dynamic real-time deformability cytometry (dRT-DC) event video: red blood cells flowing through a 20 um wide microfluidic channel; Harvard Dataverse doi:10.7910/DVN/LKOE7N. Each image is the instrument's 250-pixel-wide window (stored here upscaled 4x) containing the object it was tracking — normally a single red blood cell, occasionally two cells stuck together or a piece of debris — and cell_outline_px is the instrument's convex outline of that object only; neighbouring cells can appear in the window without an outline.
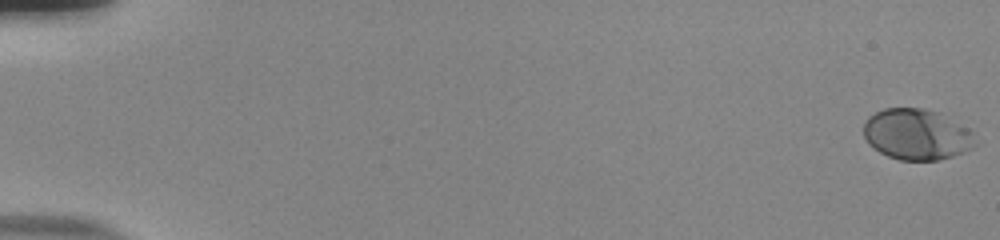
{"species": "human", "species_latin": "Homo sapiens", "temperature_condition": "room temperature", "stored_images_in_passage": 55, "camera_frame_rate_fps": 3000, "um_per_image_px": 0.085, "donor": {"sex": "male"}, "frame": {"image": 1, "passage_image": 1, "time_ms": 0.0, "image_size_px": [1000, 240], "cell_outline_px": [[976, 144], [972, 148], [964, 152], [940, 160], [900, 160], [888, 156], [880, 152], [868, 144], [864, 136], [864, 120], [868, 116], [884, 108], [924, 108], [940, 112], [968, 128], [972, 132]], "centroid_in_image_um": [77.91, 11.42], "position_along_channel_um": 7.1, "area_um2": 33.35}}
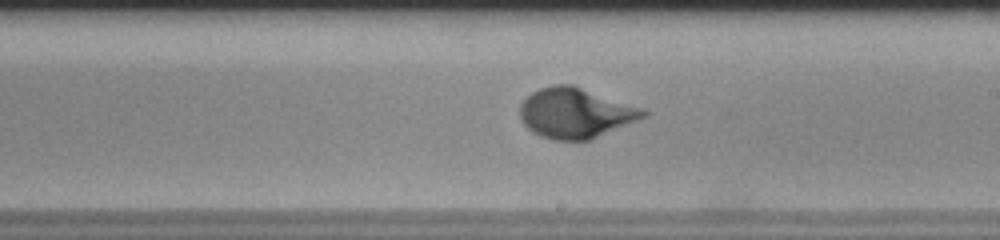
{"frame": {"image": 2, "passage_image": 34, "time_ms": 11.0, "image_size_px": [1000, 240], "cell_outline_px": [[652, 112], [648, 116], [592, 140], [552, 140], [540, 136], [532, 132], [520, 120], [520, 104], [532, 92], [540, 88], [552, 84], [572, 84]], "centroid_in_image_um": [48.92, 9.62], "position_along_channel_um": 240.1, "area_um2": 36.24}}
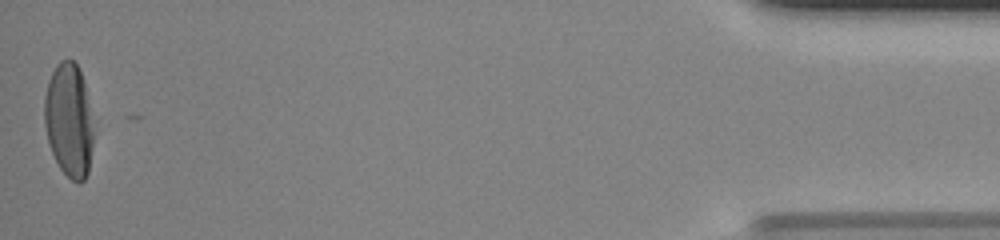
{"frame": {"image": 3, "passage_image": 55, "time_ms": 18.0, "image_size_px": [1000, 240], "cell_outline_px": [[96, 132], [88, 172], [84, 180], [80, 184], [72, 180], [60, 168], [52, 152], [48, 140], [44, 124], [44, 96], [48, 80], [56, 64], [60, 60], [72, 60], [76, 64], [80, 72], [84, 84]], "centroid_in_image_um": [5.88, 10.24], "position_along_channel_um": 429.3, "area_um2": 32.95}}